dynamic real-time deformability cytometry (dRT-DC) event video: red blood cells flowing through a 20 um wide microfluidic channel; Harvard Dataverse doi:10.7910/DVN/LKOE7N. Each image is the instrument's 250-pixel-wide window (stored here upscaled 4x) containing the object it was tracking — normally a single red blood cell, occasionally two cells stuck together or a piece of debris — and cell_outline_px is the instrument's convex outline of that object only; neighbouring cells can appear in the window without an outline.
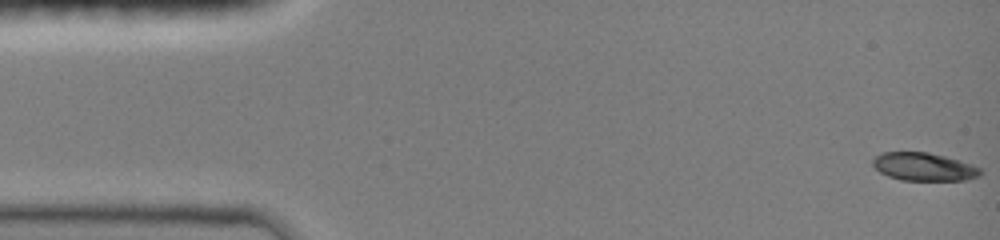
{"species": "common noctule bat (a hibernating species)", "species_latin": "Nyctalus noctula", "temperature_condition": "room temperature", "stored_images_in_passage": 16, "camera_frame_rate_fps": 3000, "um_per_image_px": 0.085, "animal": {"sex": "female", "body_mass_g": 19.0, "forearm_length_mm": 51.5}, "frame": {"image": 1, "passage_image": 1, "time_ms": 0.0, "image_size_px": [1000, 240], "cell_outline_px": [[984, 172], [980, 176], [968, 180], [900, 180], [888, 176], [880, 172], [872, 164], [872, 160], [876, 156], [884, 152], [928, 152], [944, 156], [972, 164], [980, 168]], "centroid_in_image_um": [78.56, 14.18], "position_along_channel_um": 6.4, "area_um2": 17.63}}
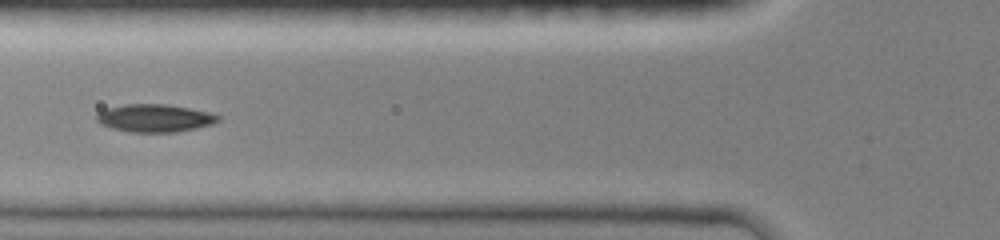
{"frame": {"image": 2, "passage_image": 10, "time_ms": 5.667, "image_size_px": [1000, 240], "cell_outline_px": [[220, 120], [212, 124], [196, 128], [176, 132], [128, 132], [112, 128], [100, 124], [96, 120], [96, 116], [104, 108], [124, 104], [164, 104], [212, 112], [220, 116]], "centroid_in_image_um": [13.14, 10.04], "position_along_channel_um": 112.7, "area_um2": 19.77}}
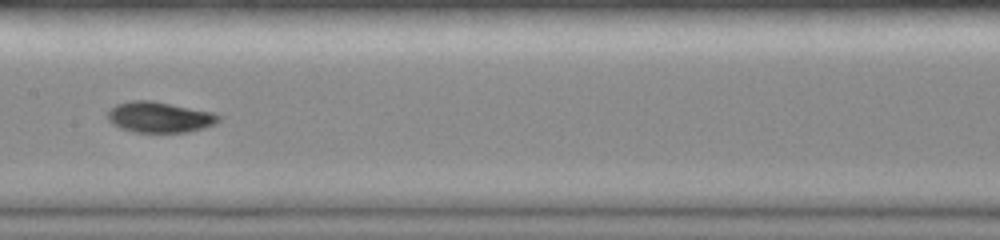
{"frame": {"image": 3, "passage_image": 14, "time_ms": 7.667, "image_size_px": [1000, 240], "cell_outline_px": [[220, 120], [216, 124], [204, 128], [188, 132], [136, 132], [120, 128], [112, 124], [108, 120], [108, 108], [116, 104], [132, 100], [152, 100], [212, 112], [220, 116]], "centroid_in_image_um": [13.54, 9.95], "position_along_channel_um": 193.9, "area_um2": 20.0}}